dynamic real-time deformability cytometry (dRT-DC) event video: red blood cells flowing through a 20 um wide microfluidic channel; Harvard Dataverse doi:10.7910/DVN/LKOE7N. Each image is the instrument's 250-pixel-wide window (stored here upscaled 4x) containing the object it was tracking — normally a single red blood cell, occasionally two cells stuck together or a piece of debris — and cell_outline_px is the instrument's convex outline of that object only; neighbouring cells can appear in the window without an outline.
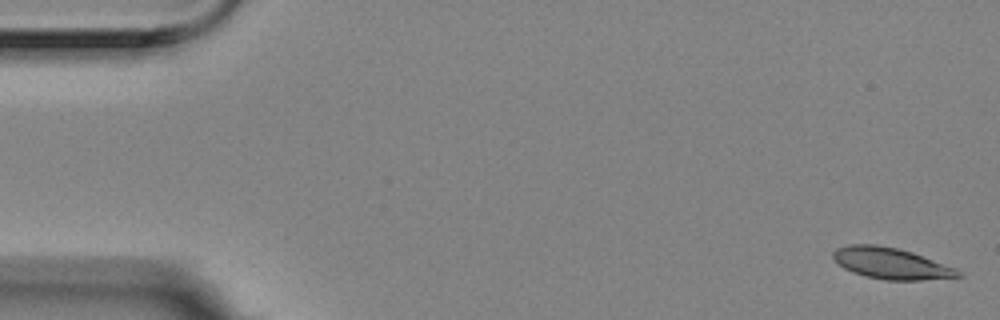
{"species": "Egyptian fruit bat (a non-hibernating species)", "species_latin": "Rousettus aegyptiacus", "temperature_condition": "room temperature", "stored_images_in_passage": 5, "camera_frame_rate_fps": 3000, "um_per_image_px": 0.085, "animal": {"sex": "female"}, "frame": {"image": 1, "passage_image": 1, "time_ms": 0.0, "image_size_px": [1000, 320], "cell_outline_px": [[964, 276], [920, 280], [884, 280], [864, 276], [852, 272], [844, 268], [832, 256], [832, 252], [836, 248], [848, 244], [876, 244], [896, 248], [912, 252], [956, 268], [964, 272]], "centroid_in_image_um": [75.75, 22.39], "position_along_channel_um": 9.3, "area_um2": 22.83}}
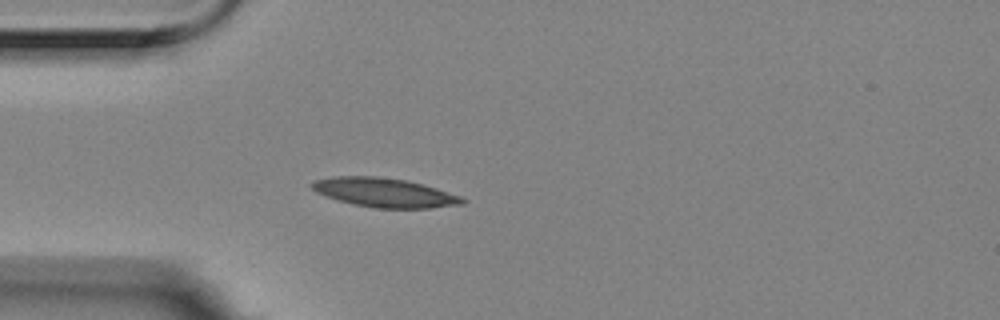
{"frame": {"image": 2, "passage_image": 5, "time_ms": 1.333, "image_size_px": [1000, 320], "cell_outline_px": [[468, 200], [464, 204], [428, 208], [376, 208], [352, 204], [336, 200], [324, 196], [316, 192], [308, 184], [312, 180], [332, 176], [376, 176], [408, 180], [436, 188], [460, 196]], "centroid_in_image_um": [32.63, 16.36], "position_along_channel_um": 52.4, "area_um2": 25.84}}